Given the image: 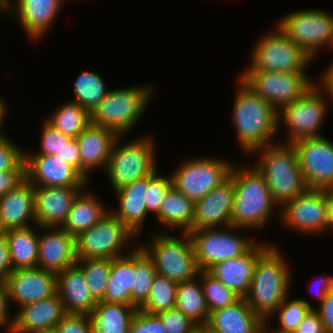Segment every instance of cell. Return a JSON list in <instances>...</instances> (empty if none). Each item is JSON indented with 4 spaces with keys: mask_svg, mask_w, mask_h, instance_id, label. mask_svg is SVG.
<instances>
[{
    "mask_svg": "<svg viewBox=\"0 0 333 333\" xmlns=\"http://www.w3.org/2000/svg\"><path fill=\"white\" fill-rule=\"evenodd\" d=\"M279 251L270 245L258 257L251 286L244 297L251 309L265 321V326L290 291V266Z\"/></svg>",
    "mask_w": 333,
    "mask_h": 333,
    "instance_id": "obj_1",
    "label": "cell"
},
{
    "mask_svg": "<svg viewBox=\"0 0 333 333\" xmlns=\"http://www.w3.org/2000/svg\"><path fill=\"white\" fill-rule=\"evenodd\" d=\"M238 86L233 106L234 125L243 150L254 153L255 150L272 143V137L280 127L278 110L240 78Z\"/></svg>",
    "mask_w": 333,
    "mask_h": 333,
    "instance_id": "obj_2",
    "label": "cell"
},
{
    "mask_svg": "<svg viewBox=\"0 0 333 333\" xmlns=\"http://www.w3.org/2000/svg\"><path fill=\"white\" fill-rule=\"evenodd\" d=\"M252 168V169H251ZM238 169L232 165L230 176L234 179L235 198L231 225L244 229L261 228L268 222L274 207L264 176L254 166Z\"/></svg>",
    "mask_w": 333,
    "mask_h": 333,
    "instance_id": "obj_3",
    "label": "cell"
},
{
    "mask_svg": "<svg viewBox=\"0 0 333 333\" xmlns=\"http://www.w3.org/2000/svg\"><path fill=\"white\" fill-rule=\"evenodd\" d=\"M254 152H261L260 161L255 167L264 176L271 196L278 205H284L307 189L294 144H268Z\"/></svg>",
    "mask_w": 333,
    "mask_h": 333,
    "instance_id": "obj_4",
    "label": "cell"
},
{
    "mask_svg": "<svg viewBox=\"0 0 333 333\" xmlns=\"http://www.w3.org/2000/svg\"><path fill=\"white\" fill-rule=\"evenodd\" d=\"M153 86L129 87L108 91L90 113V123L114 131L118 136L132 130L145 111Z\"/></svg>",
    "mask_w": 333,
    "mask_h": 333,
    "instance_id": "obj_5",
    "label": "cell"
},
{
    "mask_svg": "<svg viewBox=\"0 0 333 333\" xmlns=\"http://www.w3.org/2000/svg\"><path fill=\"white\" fill-rule=\"evenodd\" d=\"M164 234L153 236L148 247L140 246L151 258L157 274L176 283L197 278L200 270L189 233H182V238Z\"/></svg>",
    "mask_w": 333,
    "mask_h": 333,
    "instance_id": "obj_6",
    "label": "cell"
},
{
    "mask_svg": "<svg viewBox=\"0 0 333 333\" xmlns=\"http://www.w3.org/2000/svg\"><path fill=\"white\" fill-rule=\"evenodd\" d=\"M119 139L121 136L113 144L105 169L114 191L157 169L152 138L141 136L122 146H118Z\"/></svg>",
    "mask_w": 333,
    "mask_h": 333,
    "instance_id": "obj_7",
    "label": "cell"
},
{
    "mask_svg": "<svg viewBox=\"0 0 333 333\" xmlns=\"http://www.w3.org/2000/svg\"><path fill=\"white\" fill-rule=\"evenodd\" d=\"M327 96L315 82L297 100L283 106L278 111V123L287 127L286 143H295L305 138L320 137L319 128L326 117ZM326 98V99H325ZM326 100V101H325Z\"/></svg>",
    "mask_w": 333,
    "mask_h": 333,
    "instance_id": "obj_8",
    "label": "cell"
},
{
    "mask_svg": "<svg viewBox=\"0 0 333 333\" xmlns=\"http://www.w3.org/2000/svg\"><path fill=\"white\" fill-rule=\"evenodd\" d=\"M307 76L305 71L245 70L239 78L279 111L283 106L297 100L315 83Z\"/></svg>",
    "mask_w": 333,
    "mask_h": 333,
    "instance_id": "obj_9",
    "label": "cell"
},
{
    "mask_svg": "<svg viewBox=\"0 0 333 333\" xmlns=\"http://www.w3.org/2000/svg\"><path fill=\"white\" fill-rule=\"evenodd\" d=\"M277 26L312 60L321 47L330 44L333 47V15L323 10L306 9L292 12L280 18Z\"/></svg>",
    "mask_w": 333,
    "mask_h": 333,
    "instance_id": "obj_10",
    "label": "cell"
},
{
    "mask_svg": "<svg viewBox=\"0 0 333 333\" xmlns=\"http://www.w3.org/2000/svg\"><path fill=\"white\" fill-rule=\"evenodd\" d=\"M235 229L243 230V228L231 225L226 227V230L213 228L188 232L200 271H207L218 262L239 257L256 244L248 238L233 233Z\"/></svg>",
    "mask_w": 333,
    "mask_h": 333,
    "instance_id": "obj_11",
    "label": "cell"
},
{
    "mask_svg": "<svg viewBox=\"0 0 333 333\" xmlns=\"http://www.w3.org/2000/svg\"><path fill=\"white\" fill-rule=\"evenodd\" d=\"M266 33L253 50L252 61L246 70L277 72L306 71L310 56L293 43L277 26Z\"/></svg>",
    "mask_w": 333,
    "mask_h": 333,
    "instance_id": "obj_12",
    "label": "cell"
},
{
    "mask_svg": "<svg viewBox=\"0 0 333 333\" xmlns=\"http://www.w3.org/2000/svg\"><path fill=\"white\" fill-rule=\"evenodd\" d=\"M135 235L110 210L92 228L76 237L77 259H114Z\"/></svg>",
    "mask_w": 333,
    "mask_h": 333,
    "instance_id": "obj_13",
    "label": "cell"
},
{
    "mask_svg": "<svg viewBox=\"0 0 333 333\" xmlns=\"http://www.w3.org/2000/svg\"><path fill=\"white\" fill-rule=\"evenodd\" d=\"M228 162L202 157L188 160L171 175L173 187L195 203L229 177L232 164Z\"/></svg>",
    "mask_w": 333,
    "mask_h": 333,
    "instance_id": "obj_14",
    "label": "cell"
},
{
    "mask_svg": "<svg viewBox=\"0 0 333 333\" xmlns=\"http://www.w3.org/2000/svg\"><path fill=\"white\" fill-rule=\"evenodd\" d=\"M327 190L306 189L281 208L280 221L300 233L321 234L327 230Z\"/></svg>",
    "mask_w": 333,
    "mask_h": 333,
    "instance_id": "obj_15",
    "label": "cell"
},
{
    "mask_svg": "<svg viewBox=\"0 0 333 333\" xmlns=\"http://www.w3.org/2000/svg\"><path fill=\"white\" fill-rule=\"evenodd\" d=\"M307 189L333 188V143L323 136L293 143Z\"/></svg>",
    "mask_w": 333,
    "mask_h": 333,
    "instance_id": "obj_16",
    "label": "cell"
},
{
    "mask_svg": "<svg viewBox=\"0 0 333 333\" xmlns=\"http://www.w3.org/2000/svg\"><path fill=\"white\" fill-rule=\"evenodd\" d=\"M25 178L40 187H87V180L56 155L24 153Z\"/></svg>",
    "mask_w": 333,
    "mask_h": 333,
    "instance_id": "obj_17",
    "label": "cell"
},
{
    "mask_svg": "<svg viewBox=\"0 0 333 333\" xmlns=\"http://www.w3.org/2000/svg\"><path fill=\"white\" fill-rule=\"evenodd\" d=\"M5 283L10 302H16L19 308L57 292L56 274L38 267L14 269Z\"/></svg>",
    "mask_w": 333,
    "mask_h": 333,
    "instance_id": "obj_18",
    "label": "cell"
},
{
    "mask_svg": "<svg viewBox=\"0 0 333 333\" xmlns=\"http://www.w3.org/2000/svg\"><path fill=\"white\" fill-rule=\"evenodd\" d=\"M234 179L229 177L195 202L193 230L218 228L219 224L231 226L234 206Z\"/></svg>",
    "mask_w": 333,
    "mask_h": 333,
    "instance_id": "obj_19",
    "label": "cell"
},
{
    "mask_svg": "<svg viewBox=\"0 0 333 333\" xmlns=\"http://www.w3.org/2000/svg\"><path fill=\"white\" fill-rule=\"evenodd\" d=\"M84 188L34 186L36 225L41 228L62 227L74 199Z\"/></svg>",
    "mask_w": 333,
    "mask_h": 333,
    "instance_id": "obj_20",
    "label": "cell"
},
{
    "mask_svg": "<svg viewBox=\"0 0 333 333\" xmlns=\"http://www.w3.org/2000/svg\"><path fill=\"white\" fill-rule=\"evenodd\" d=\"M48 230L38 237L37 267L58 274L77 263L76 237L60 228H42ZM51 229V230H50ZM53 229V230H52Z\"/></svg>",
    "mask_w": 333,
    "mask_h": 333,
    "instance_id": "obj_21",
    "label": "cell"
},
{
    "mask_svg": "<svg viewBox=\"0 0 333 333\" xmlns=\"http://www.w3.org/2000/svg\"><path fill=\"white\" fill-rule=\"evenodd\" d=\"M256 243L247 253L211 266L207 272L240 298L248 293L258 257L270 246Z\"/></svg>",
    "mask_w": 333,
    "mask_h": 333,
    "instance_id": "obj_22",
    "label": "cell"
},
{
    "mask_svg": "<svg viewBox=\"0 0 333 333\" xmlns=\"http://www.w3.org/2000/svg\"><path fill=\"white\" fill-rule=\"evenodd\" d=\"M200 332L265 333V321L240 298L231 306L209 313L207 324Z\"/></svg>",
    "mask_w": 333,
    "mask_h": 333,
    "instance_id": "obj_23",
    "label": "cell"
},
{
    "mask_svg": "<svg viewBox=\"0 0 333 333\" xmlns=\"http://www.w3.org/2000/svg\"><path fill=\"white\" fill-rule=\"evenodd\" d=\"M67 314L57 292L45 299L20 307L13 318L11 333H38L54 329Z\"/></svg>",
    "mask_w": 333,
    "mask_h": 333,
    "instance_id": "obj_24",
    "label": "cell"
},
{
    "mask_svg": "<svg viewBox=\"0 0 333 333\" xmlns=\"http://www.w3.org/2000/svg\"><path fill=\"white\" fill-rule=\"evenodd\" d=\"M29 218L36 224L34 186L25 178L0 199V232L31 227Z\"/></svg>",
    "mask_w": 333,
    "mask_h": 333,
    "instance_id": "obj_25",
    "label": "cell"
},
{
    "mask_svg": "<svg viewBox=\"0 0 333 333\" xmlns=\"http://www.w3.org/2000/svg\"><path fill=\"white\" fill-rule=\"evenodd\" d=\"M118 135L107 128L90 123L77 137L81 175L88 181L90 170L106 169L111 150Z\"/></svg>",
    "mask_w": 333,
    "mask_h": 333,
    "instance_id": "obj_26",
    "label": "cell"
},
{
    "mask_svg": "<svg viewBox=\"0 0 333 333\" xmlns=\"http://www.w3.org/2000/svg\"><path fill=\"white\" fill-rule=\"evenodd\" d=\"M56 289L67 313L89 315L98 303L86 286L82 269L77 264L56 274Z\"/></svg>",
    "mask_w": 333,
    "mask_h": 333,
    "instance_id": "obj_27",
    "label": "cell"
},
{
    "mask_svg": "<svg viewBox=\"0 0 333 333\" xmlns=\"http://www.w3.org/2000/svg\"><path fill=\"white\" fill-rule=\"evenodd\" d=\"M64 1L66 0H18L11 12L18 15L28 36L36 40L42 38L56 21Z\"/></svg>",
    "mask_w": 333,
    "mask_h": 333,
    "instance_id": "obj_28",
    "label": "cell"
},
{
    "mask_svg": "<svg viewBox=\"0 0 333 333\" xmlns=\"http://www.w3.org/2000/svg\"><path fill=\"white\" fill-rule=\"evenodd\" d=\"M148 188V176L137 179L115 191L119 199L118 210L113 214L136 236L142 230L148 215L145 195Z\"/></svg>",
    "mask_w": 333,
    "mask_h": 333,
    "instance_id": "obj_29",
    "label": "cell"
},
{
    "mask_svg": "<svg viewBox=\"0 0 333 333\" xmlns=\"http://www.w3.org/2000/svg\"><path fill=\"white\" fill-rule=\"evenodd\" d=\"M101 202L94 194L87 193L83 189L74 199L67 219L61 228L74 237L89 230L110 211Z\"/></svg>",
    "mask_w": 333,
    "mask_h": 333,
    "instance_id": "obj_30",
    "label": "cell"
},
{
    "mask_svg": "<svg viewBox=\"0 0 333 333\" xmlns=\"http://www.w3.org/2000/svg\"><path fill=\"white\" fill-rule=\"evenodd\" d=\"M131 253L112 259L110 277L102 301L117 304H131V290L134 285V249Z\"/></svg>",
    "mask_w": 333,
    "mask_h": 333,
    "instance_id": "obj_31",
    "label": "cell"
},
{
    "mask_svg": "<svg viewBox=\"0 0 333 333\" xmlns=\"http://www.w3.org/2000/svg\"><path fill=\"white\" fill-rule=\"evenodd\" d=\"M136 311L137 308L131 304L98 302L89 314L93 333H128Z\"/></svg>",
    "mask_w": 333,
    "mask_h": 333,
    "instance_id": "obj_32",
    "label": "cell"
},
{
    "mask_svg": "<svg viewBox=\"0 0 333 333\" xmlns=\"http://www.w3.org/2000/svg\"><path fill=\"white\" fill-rule=\"evenodd\" d=\"M195 203L174 187L162 201L156 218L165 228H181L183 233L193 230Z\"/></svg>",
    "mask_w": 333,
    "mask_h": 333,
    "instance_id": "obj_33",
    "label": "cell"
},
{
    "mask_svg": "<svg viewBox=\"0 0 333 333\" xmlns=\"http://www.w3.org/2000/svg\"><path fill=\"white\" fill-rule=\"evenodd\" d=\"M9 244L12 268H35L38 262V237L34 228L11 229L4 232Z\"/></svg>",
    "mask_w": 333,
    "mask_h": 333,
    "instance_id": "obj_34",
    "label": "cell"
},
{
    "mask_svg": "<svg viewBox=\"0 0 333 333\" xmlns=\"http://www.w3.org/2000/svg\"><path fill=\"white\" fill-rule=\"evenodd\" d=\"M196 279L178 283L175 308L203 328L207 324L210 312L200 285L201 281L198 283Z\"/></svg>",
    "mask_w": 333,
    "mask_h": 333,
    "instance_id": "obj_35",
    "label": "cell"
},
{
    "mask_svg": "<svg viewBox=\"0 0 333 333\" xmlns=\"http://www.w3.org/2000/svg\"><path fill=\"white\" fill-rule=\"evenodd\" d=\"M134 285L131 290V305L140 309L148 300L157 271L151 258L139 246L134 248Z\"/></svg>",
    "mask_w": 333,
    "mask_h": 333,
    "instance_id": "obj_36",
    "label": "cell"
},
{
    "mask_svg": "<svg viewBox=\"0 0 333 333\" xmlns=\"http://www.w3.org/2000/svg\"><path fill=\"white\" fill-rule=\"evenodd\" d=\"M46 121L64 135L77 138L90 124V113L73 101L59 106Z\"/></svg>",
    "mask_w": 333,
    "mask_h": 333,
    "instance_id": "obj_37",
    "label": "cell"
},
{
    "mask_svg": "<svg viewBox=\"0 0 333 333\" xmlns=\"http://www.w3.org/2000/svg\"><path fill=\"white\" fill-rule=\"evenodd\" d=\"M107 93L102 76L95 72L84 71L79 73L74 82L76 99L71 101L76 102L91 113Z\"/></svg>",
    "mask_w": 333,
    "mask_h": 333,
    "instance_id": "obj_38",
    "label": "cell"
},
{
    "mask_svg": "<svg viewBox=\"0 0 333 333\" xmlns=\"http://www.w3.org/2000/svg\"><path fill=\"white\" fill-rule=\"evenodd\" d=\"M76 264L82 269L86 286L92 297L97 302L102 301L110 277L112 259H80Z\"/></svg>",
    "mask_w": 333,
    "mask_h": 333,
    "instance_id": "obj_39",
    "label": "cell"
},
{
    "mask_svg": "<svg viewBox=\"0 0 333 333\" xmlns=\"http://www.w3.org/2000/svg\"><path fill=\"white\" fill-rule=\"evenodd\" d=\"M177 286L178 283L157 274L153 279L149 298L140 309L149 314H158L175 308Z\"/></svg>",
    "mask_w": 333,
    "mask_h": 333,
    "instance_id": "obj_40",
    "label": "cell"
},
{
    "mask_svg": "<svg viewBox=\"0 0 333 333\" xmlns=\"http://www.w3.org/2000/svg\"><path fill=\"white\" fill-rule=\"evenodd\" d=\"M198 279L201 281L209 312L231 306L240 299L236 293L207 271H199Z\"/></svg>",
    "mask_w": 333,
    "mask_h": 333,
    "instance_id": "obj_41",
    "label": "cell"
},
{
    "mask_svg": "<svg viewBox=\"0 0 333 333\" xmlns=\"http://www.w3.org/2000/svg\"><path fill=\"white\" fill-rule=\"evenodd\" d=\"M311 309H315L302 299L288 300V297L277 307L274 313H279L281 327L271 330L265 326V333H294Z\"/></svg>",
    "mask_w": 333,
    "mask_h": 333,
    "instance_id": "obj_42",
    "label": "cell"
},
{
    "mask_svg": "<svg viewBox=\"0 0 333 333\" xmlns=\"http://www.w3.org/2000/svg\"><path fill=\"white\" fill-rule=\"evenodd\" d=\"M172 188L173 182L170 176H158L157 170L148 175V188L145 195L147 212L157 214L162 201L166 198L168 192Z\"/></svg>",
    "mask_w": 333,
    "mask_h": 333,
    "instance_id": "obj_43",
    "label": "cell"
},
{
    "mask_svg": "<svg viewBox=\"0 0 333 333\" xmlns=\"http://www.w3.org/2000/svg\"><path fill=\"white\" fill-rule=\"evenodd\" d=\"M164 325L165 333H199L200 327L181 310L172 308L157 314Z\"/></svg>",
    "mask_w": 333,
    "mask_h": 333,
    "instance_id": "obj_44",
    "label": "cell"
},
{
    "mask_svg": "<svg viewBox=\"0 0 333 333\" xmlns=\"http://www.w3.org/2000/svg\"><path fill=\"white\" fill-rule=\"evenodd\" d=\"M24 151L6 136L0 137V172L25 170Z\"/></svg>",
    "mask_w": 333,
    "mask_h": 333,
    "instance_id": "obj_45",
    "label": "cell"
},
{
    "mask_svg": "<svg viewBox=\"0 0 333 333\" xmlns=\"http://www.w3.org/2000/svg\"><path fill=\"white\" fill-rule=\"evenodd\" d=\"M41 138V152L36 154L57 155L60 154L64 144L68 142L71 137L64 135L62 132L51 126L46 120L42 128Z\"/></svg>",
    "mask_w": 333,
    "mask_h": 333,
    "instance_id": "obj_46",
    "label": "cell"
},
{
    "mask_svg": "<svg viewBox=\"0 0 333 333\" xmlns=\"http://www.w3.org/2000/svg\"><path fill=\"white\" fill-rule=\"evenodd\" d=\"M128 333H165V328L157 314L137 309L130 322Z\"/></svg>",
    "mask_w": 333,
    "mask_h": 333,
    "instance_id": "obj_47",
    "label": "cell"
},
{
    "mask_svg": "<svg viewBox=\"0 0 333 333\" xmlns=\"http://www.w3.org/2000/svg\"><path fill=\"white\" fill-rule=\"evenodd\" d=\"M59 333H93L90 315L67 313L57 324Z\"/></svg>",
    "mask_w": 333,
    "mask_h": 333,
    "instance_id": "obj_48",
    "label": "cell"
},
{
    "mask_svg": "<svg viewBox=\"0 0 333 333\" xmlns=\"http://www.w3.org/2000/svg\"><path fill=\"white\" fill-rule=\"evenodd\" d=\"M25 179V170H6L0 172V199Z\"/></svg>",
    "mask_w": 333,
    "mask_h": 333,
    "instance_id": "obj_49",
    "label": "cell"
},
{
    "mask_svg": "<svg viewBox=\"0 0 333 333\" xmlns=\"http://www.w3.org/2000/svg\"><path fill=\"white\" fill-rule=\"evenodd\" d=\"M56 156L62 158L63 161L73 166L81 174V162L77 138H70L68 142L64 144L60 154H57Z\"/></svg>",
    "mask_w": 333,
    "mask_h": 333,
    "instance_id": "obj_50",
    "label": "cell"
},
{
    "mask_svg": "<svg viewBox=\"0 0 333 333\" xmlns=\"http://www.w3.org/2000/svg\"><path fill=\"white\" fill-rule=\"evenodd\" d=\"M294 333H326L319 314L311 309Z\"/></svg>",
    "mask_w": 333,
    "mask_h": 333,
    "instance_id": "obj_51",
    "label": "cell"
},
{
    "mask_svg": "<svg viewBox=\"0 0 333 333\" xmlns=\"http://www.w3.org/2000/svg\"><path fill=\"white\" fill-rule=\"evenodd\" d=\"M13 268L10 260L9 244L4 232H0V281L6 282Z\"/></svg>",
    "mask_w": 333,
    "mask_h": 333,
    "instance_id": "obj_52",
    "label": "cell"
},
{
    "mask_svg": "<svg viewBox=\"0 0 333 333\" xmlns=\"http://www.w3.org/2000/svg\"><path fill=\"white\" fill-rule=\"evenodd\" d=\"M319 309H314L323 322L326 333H333V289L328 292Z\"/></svg>",
    "mask_w": 333,
    "mask_h": 333,
    "instance_id": "obj_53",
    "label": "cell"
},
{
    "mask_svg": "<svg viewBox=\"0 0 333 333\" xmlns=\"http://www.w3.org/2000/svg\"><path fill=\"white\" fill-rule=\"evenodd\" d=\"M9 302L10 300L7 285L5 282L0 281V325H5L4 327H6L5 329H7V333H11L14 323V320L9 318Z\"/></svg>",
    "mask_w": 333,
    "mask_h": 333,
    "instance_id": "obj_54",
    "label": "cell"
},
{
    "mask_svg": "<svg viewBox=\"0 0 333 333\" xmlns=\"http://www.w3.org/2000/svg\"><path fill=\"white\" fill-rule=\"evenodd\" d=\"M321 78L322 81L320 80V84L317 85H320L319 87L324 89L323 92H327L328 96L333 100V62L328 66V69L323 73Z\"/></svg>",
    "mask_w": 333,
    "mask_h": 333,
    "instance_id": "obj_55",
    "label": "cell"
},
{
    "mask_svg": "<svg viewBox=\"0 0 333 333\" xmlns=\"http://www.w3.org/2000/svg\"><path fill=\"white\" fill-rule=\"evenodd\" d=\"M318 280V287H317V296L319 297L318 299H320V304L323 302V300L325 299L326 295L328 294L329 291H331L333 289V276H323Z\"/></svg>",
    "mask_w": 333,
    "mask_h": 333,
    "instance_id": "obj_56",
    "label": "cell"
},
{
    "mask_svg": "<svg viewBox=\"0 0 333 333\" xmlns=\"http://www.w3.org/2000/svg\"><path fill=\"white\" fill-rule=\"evenodd\" d=\"M327 212H328V226L330 230H333V188L327 190Z\"/></svg>",
    "mask_w": 333,
    "mask_h": 333,
    "instance_id": "obj_57",
    "label": "cell"
},
{
    "mask_svg": "<svg viewBox=\"0 0 333 333\" xmlns=\"http://www.w3.org/2000/svg\"><path fill=\"white\" fill-rule=\"evenodd\" d=\"M6 107H7L6 103L3 100H1V98H0V137L5 136L3 134V131L1 130L2 129L1 126L3 124V120L6 117V112H7V108Z\"/></svg>",
    "mask_w": 333,
    "mask_h": 333,
    "instance_id": "obj_58",
    "label": "cell"
},
{
    "mask_svg": "<svg viewBox=\"0 0 333 333\" xmlns=\"http://www.w3.org/2000/svg\"><path fill=\"white\" fill-rule=\"evenodd\" d=\"M13 2L14 1L11 2V0H0V11H6L10 13L12 11L13 5L15 4Z\"/></svg>",
    "mask_w": 333,
    "mask_h": 333,
    "instance_id": "obj_59",
    "label": "cell"
},
{
    "mask_svg": "<svg viewBox=\"0 0 333 333\" xmlns=\"http://www.w3.org/2000/svg\"><path fill=\"white\" fill-rule=\"evenodd\" d=\"M38 333H59V332L56 328H54V329L43 330V331L38 332Z\"/></svg>",
    "mask_w": 333,
    "mask_h": 333,
    "instance_id": "obj_60",
    "label": "cell"
}]
</instances>
